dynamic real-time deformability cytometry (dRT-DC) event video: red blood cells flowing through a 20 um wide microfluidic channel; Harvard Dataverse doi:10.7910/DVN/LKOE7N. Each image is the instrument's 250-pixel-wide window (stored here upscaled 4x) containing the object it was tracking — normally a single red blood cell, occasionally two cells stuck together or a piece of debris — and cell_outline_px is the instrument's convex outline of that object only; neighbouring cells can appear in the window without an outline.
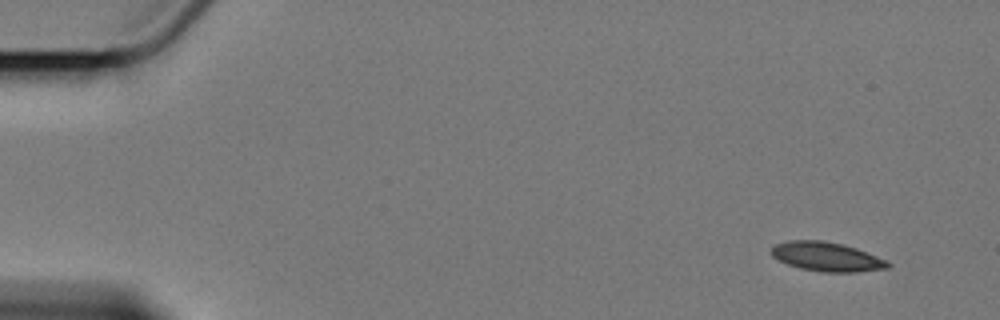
{"species": "Egyptian fruit bat (a non-hibernating species)", "species_latin": "Rousettus aegyptiacus", "temperature_condition": "cold", "stored_images_in_passage": 4, "camera_frame_rate_fps": 3000, "um_per_image_px": 0.085, "animal": {"sex": "female"}, "frame": {"image": 1, "passage_image": 1, "time_ms": 0.0, "image_size_px": [1000, 320], "cell_outline_px": [[892, 264], [888, 268], [856, 272], [824, 272], [800, 268], [788, 264], [772, 256], [772, 248], [776, 244], [788, 240], [820, 240], [844, 244], [856, 248], [888, 260]], "centroid_in_image_um": [70.31, 21.82], "position_along_channel_um": 14.7, "area_um2": 19.77}}